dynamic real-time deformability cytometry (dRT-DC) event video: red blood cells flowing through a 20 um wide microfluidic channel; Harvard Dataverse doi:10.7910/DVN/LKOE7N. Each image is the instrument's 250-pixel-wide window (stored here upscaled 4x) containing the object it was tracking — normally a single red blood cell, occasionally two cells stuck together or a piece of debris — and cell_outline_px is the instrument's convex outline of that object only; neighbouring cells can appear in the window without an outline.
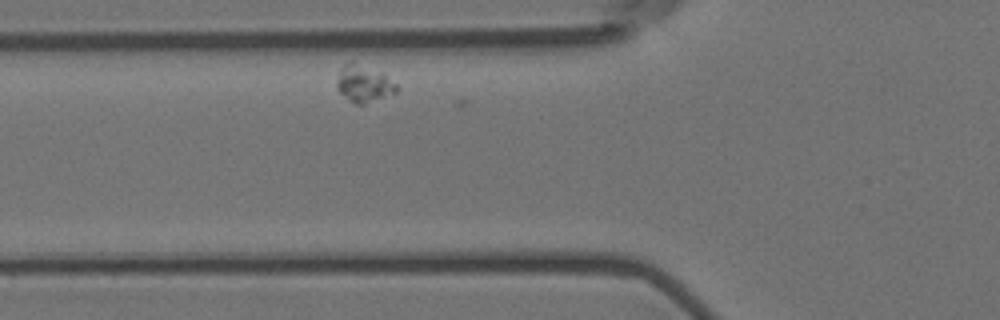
{"species": "Egyptian fruit bat (a non-hibernating species)", "species_latin": "Rousettus aegyptiacus", "temperature_condition": "room temperature", "stored_images_in_passage": 12, "camera_frame_rate_fps": 3000, "um_per_image_px": 0.085, "animal": {"sex": "female"}, "frame": {"image": 1, "passage_image": 5, "time_ms": 1.333, "image_size_px": [1000, 320], "cell_outline_px": [[400, 88], [396, 92], [364, 104], [356, 104], [340, 92], [336, 88], [336, 80], [340, 68], [344, 64], [352, 60], [380, 72], [396, 84]], "centroid_in_image_um": [30.89, 7.08], "position_along_channel_um": 94.9, "area_um2": 12.72}}
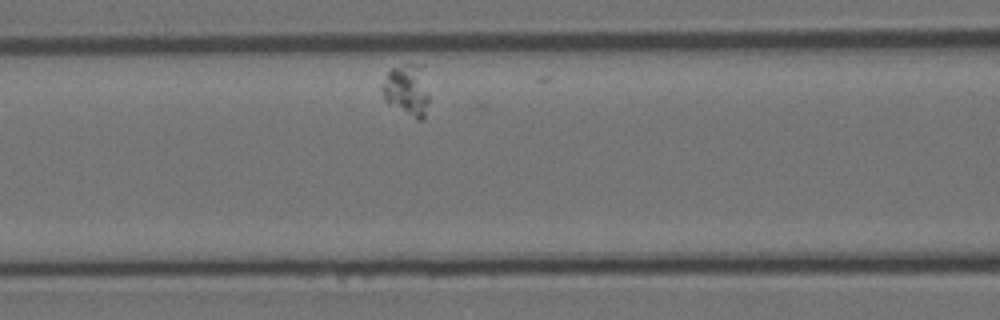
{"frame": {"image": 2, "passage_image": 9, "time_ms": 2.667, "image_size_px": [1000, 320], "cell_outline_px": [[428, 100], [424, 120], [416, 120], [388, 104], [384, 100], [380, 88], [388, 72], [392, 68], [408, 64], [420, 64], [428, 96]], "centroid_in_image_um": [34.54, 7.7], "position_along_channel_um": 132.1, "area_um2": 13.99}}